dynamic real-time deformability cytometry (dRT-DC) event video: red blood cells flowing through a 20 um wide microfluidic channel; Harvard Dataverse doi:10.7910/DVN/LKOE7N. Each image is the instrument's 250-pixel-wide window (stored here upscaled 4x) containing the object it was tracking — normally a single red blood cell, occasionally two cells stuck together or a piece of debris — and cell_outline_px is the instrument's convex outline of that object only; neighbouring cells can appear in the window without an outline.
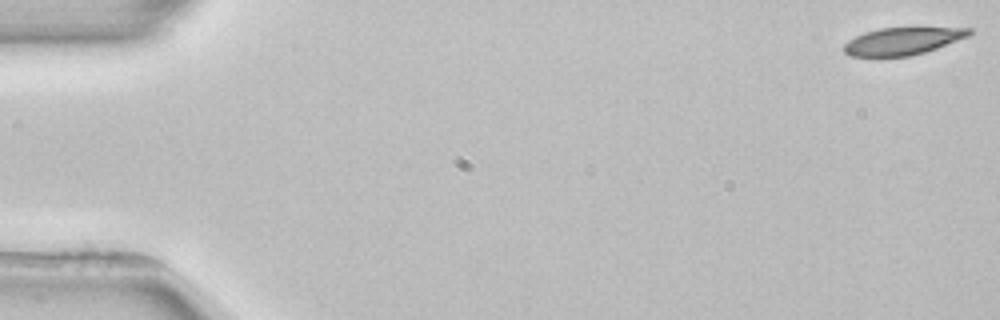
{"species": "common noctule bat (a hibernating species)", "species_latin": "Nyctalus noctula", "temperature_condition": "room temperature", "stored_images_in_passage": 4, "camera_frame_rate_fps": 3000, "um_per_image_px": 0.085, "animal": {"sex": "female", "body_mass_g": 22.7, "forearm_length_mm": 54.2}, "frame": {"image": 1, "passage_image": 1, "time_ms": 0.0, "image_size_px": [1000, 320], "cell_outline_px": [[972, 32], [968, 36], [936, 48], [924, 52], [908, 56], [848, 56], [844, 52], [844, 44], [848, 40], [864, 32], [880, 28], [972, 28]], "centroid_in_image_um": [76.68, 3.49], "position_along_channel_um": 8.3, "area_um2": 19.65}}
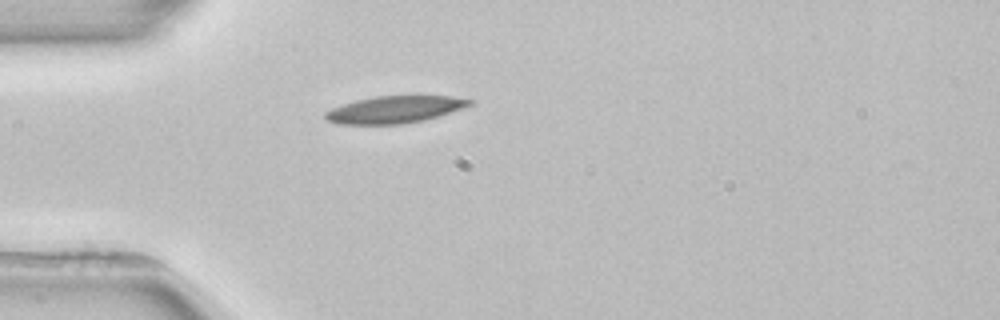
{"frame": {"image": 2, "passage_image": 4, "time_ms": 4.667, "image_size_px": [1000, 320], "cell_outline_px": [[476, 100], [472, 104], [424, 120], [404, 124], [336, 124], [328, 120], [324, 116], [324, 112], [332, 108], [356, 100], [376, 96], [452, 96]], "centroid_in_image_um": [33.52, 9.31], "position_along_channel_um": 51.5, "area_um2": 22.54}}